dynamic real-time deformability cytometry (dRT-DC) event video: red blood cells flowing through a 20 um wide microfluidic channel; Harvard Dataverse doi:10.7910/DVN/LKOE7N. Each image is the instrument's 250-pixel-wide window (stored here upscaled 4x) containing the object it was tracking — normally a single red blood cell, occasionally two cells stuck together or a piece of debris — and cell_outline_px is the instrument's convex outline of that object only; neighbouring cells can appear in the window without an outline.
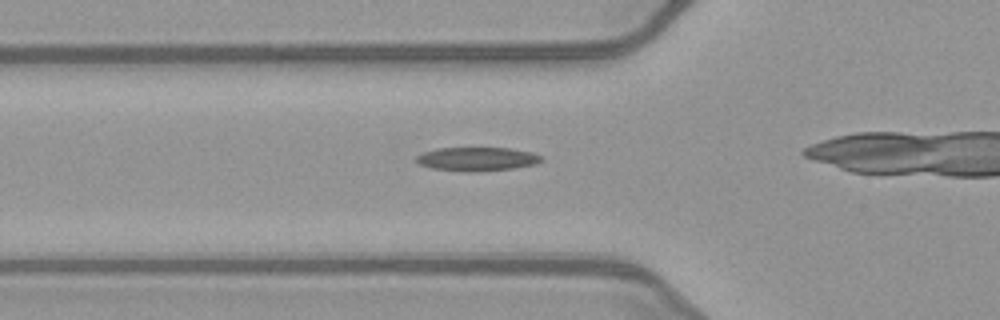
{"species": "common noctule bat (a hibernating species)", "species_latin": "Nyctalus noctula", "temperature_condition": "warm", "stored_images_in_passage": 31, "camera_frame_rate_fps": 3000, "um_per_image_px": 0.085, "animal": {"sex": "female", "body_mass_g": 21.9}, "frame": {"image": 1, "passage_image": 9, "time_ms": 2.667, "image_size_px": [1000, 320], "cell_outline_px": [[544, 160], [536, 164], [516, 168], [476, 172], [464, 172], [432, 168], [420, 164], [416, 160], [416, 156], [424, 152], [436, 148], [508, 148], [532, 152], [540, 156]], "centroid_in_image_um": [40.57, 13.52], "position_along_channel_um": 85.2, "area_um2": 17.4}}
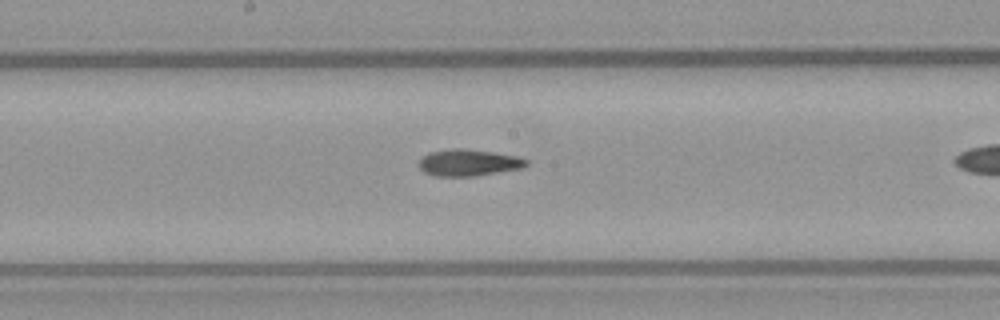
{"frame": {"image": 2, "passage_image": 18, "time_ms": 5.667, "image_size_px": [1000, 320], "cell_outline_px": [[528, 164], [524, 168], [476, 176], [436, 176], [424, 172], [416, 164], [428, 152], [452, 148], [464, 148], [496, 152], [516, 156], [528, 160]], "centroid_in_image_um": [39.83, 13.82], "position_along_channel_um": 208.4, "area_um2": 16.94}}
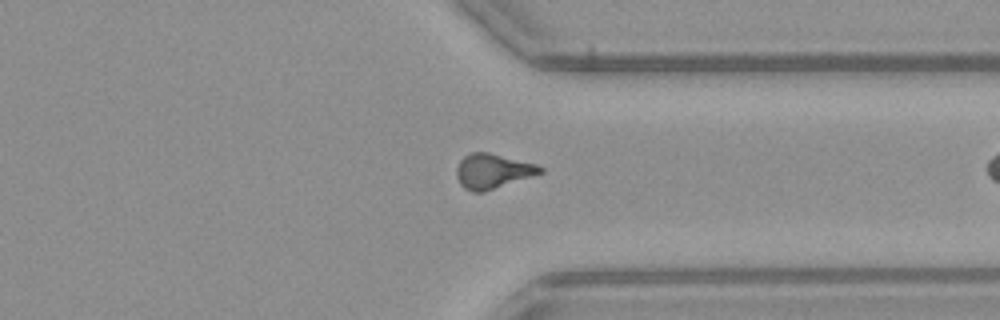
{"frame": {"image": 3, "passage_image": 30, "time_ms": 9.667, "image_size_px": [1000, 320], "cell_outline_px": [[544, 172], [484, 192], [472, 192], [464, 188], [460, 184], [456, 176], [456, 168], [460, 160], [464, 156], [472, 152], [488, 152], [536, 164], [544, 168]], "centroid_in_image_um": [41.86, 14.55], "position_along_channel_um": 369.5, "area_um2": 16.94}}